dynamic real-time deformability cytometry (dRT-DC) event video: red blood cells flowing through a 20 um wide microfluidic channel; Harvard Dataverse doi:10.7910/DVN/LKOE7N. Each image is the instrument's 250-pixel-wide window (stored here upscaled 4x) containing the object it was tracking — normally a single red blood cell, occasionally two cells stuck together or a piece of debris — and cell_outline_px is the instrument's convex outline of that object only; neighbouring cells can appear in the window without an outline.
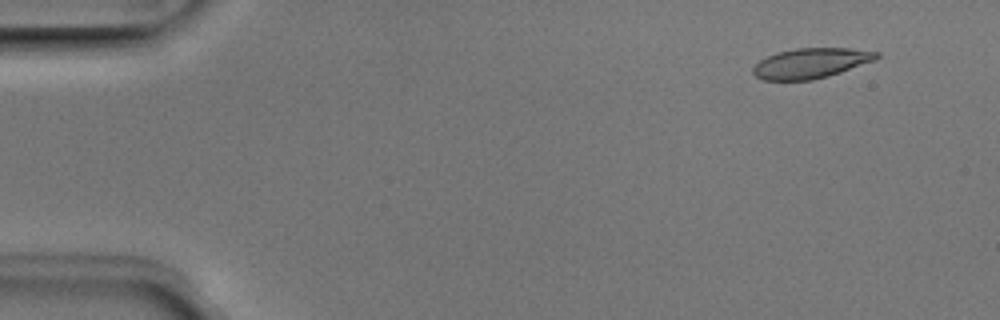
{"species": "Egyptian fruit bat (a non-hibernating species)", "species_latin": "Rousettus aegyptiacus", "temperature_condition": "room temperature", "stored_images_in_passage": 51, "camera_frame_rate_fps": 3000, "um_per_image_px": 0.085, "animal": {"sex": "male"}, "frame": {"image": 1, "passage_image": 4, "time_ms": 1.0, "image_size_px": [1000, 320], "cell_outline_px": [[880, 56], [876, 60], [828, 76], [812, 80], [764, 80], [756, 76], [752, 72], [752, 68], [760, 60], [776, 52], [796, 48], [848, 48], [880, 52]], "centroid_in_image_um": [68.93, 5.36], "position_along_channel_um": 16.1, "area_um2": 21.68}}
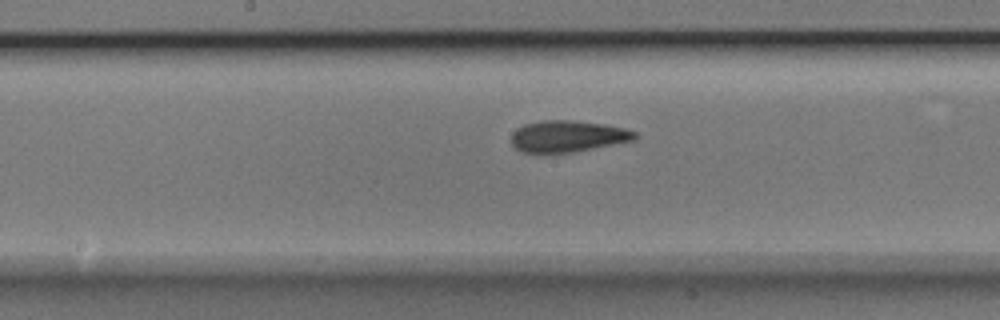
{"frame": {"image": 2, "passage_image": 26, "time_ms": 8.333, "image_size_px": [1000, 320], "cell_outline_px": [[640, 136], [636, 140], [572, 152], [520, 152], [512, 144], [512, 132], [516, 128], [524, 124], [544, 120], [572, 120], [604, 124], [624, 128], [636, 132]], "centroid_in_image_um": [48.28, 11.57], "position_along_channel_um": 199.9, "area_um2": 22.66}}
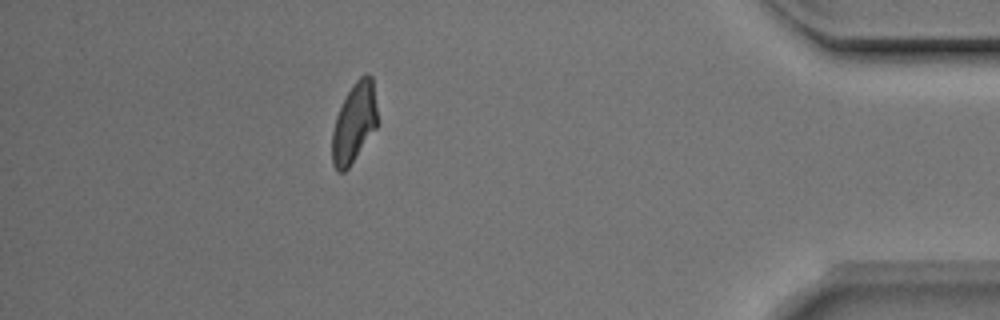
{"frame": {"image": 3, "passage_image": 45, "time_ms": 14.667, "image_size_px": [1000, 320], "cell_outline_px": [[376, 128], [348, 168], [344, 172], [336, 172], [332, 164], [332, 132], [336, 116], [352, 84], [364, 72], [368, 72], [372, 76], [376, 108]], "centroid_in_image_um": [30.08, 10.44], "position_along_channel_um": 405.1, "area_um2": 20.87}, "authors_computed_cell_mechanics": {"area_um2": 22.1952, "velocity_mm_per_s": 3.9629, "shape_relaxation_time_tau1_ms": 3.9602, "shape_relaxation_time_tau2_ms": 2.3273, "deformation_change_tau1": 0.1377, "deformation_change_tau2": 0.0885}}